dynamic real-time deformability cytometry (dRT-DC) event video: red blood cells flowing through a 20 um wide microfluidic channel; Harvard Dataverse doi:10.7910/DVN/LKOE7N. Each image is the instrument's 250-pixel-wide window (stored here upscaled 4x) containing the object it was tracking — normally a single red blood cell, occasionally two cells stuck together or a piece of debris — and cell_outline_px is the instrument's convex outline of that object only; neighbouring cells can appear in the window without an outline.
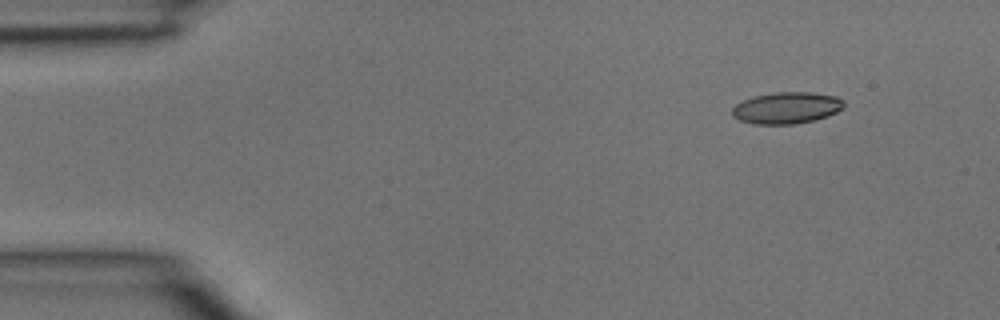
{"species": "common noctule bat (a hibernating species)", "species_latin": "Nyctalus noctula", "temperature_condition": "room temperature", "stored_images_in_passage": 3, "camera_frame_rate_fps": 3000, "um_per_image_px": 0.085, "animal": {"sex": "male", "body_mass_g": 15.6}, "frame": {"image": 1, "passage_image": 1, "time_ms": 0.0, "image_size_px": [1000, 320], "cell_outline_px": [[844, 108], [828, 116], [796, 124], [752, 124], [740, 120], [732, 116], [732, 108], [736, 104], [752, 96], [776, 92], [812, 92], [836, 96], [844, 100]], "centroid_in_image_um": [66.87, 9.16], "position_along_channel_um": 18.1, "area_um2": 20.69}}
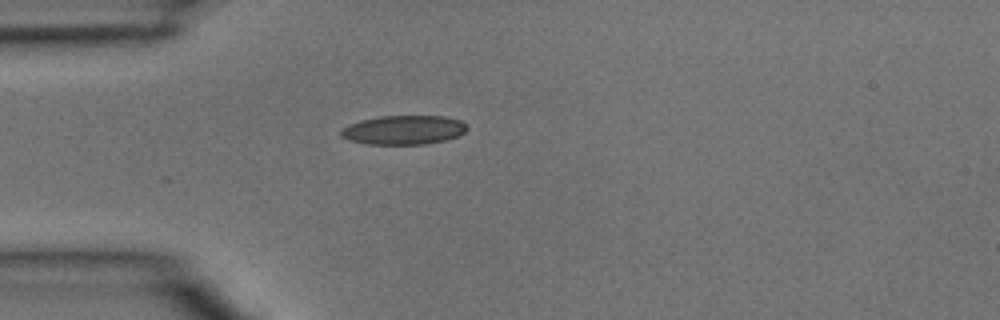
{"frame": {"image": 2, "passage_image": 3, "time_ms": 0.667, "image_size_px": [1000, 320], "cell_outline_px": [[468, 128], [464, 132], [456, 136], [444, 140], [424, 144], [368, 144], [348, 140], [340, 136], [340, 128], [348, 124], [360, 120], [376, 116], [444, 116], [460, 120]], "centroid_in_image_um": [34.24, 11.04], "position_along_channel_um": 50.8, "area_um2": 21.44}}